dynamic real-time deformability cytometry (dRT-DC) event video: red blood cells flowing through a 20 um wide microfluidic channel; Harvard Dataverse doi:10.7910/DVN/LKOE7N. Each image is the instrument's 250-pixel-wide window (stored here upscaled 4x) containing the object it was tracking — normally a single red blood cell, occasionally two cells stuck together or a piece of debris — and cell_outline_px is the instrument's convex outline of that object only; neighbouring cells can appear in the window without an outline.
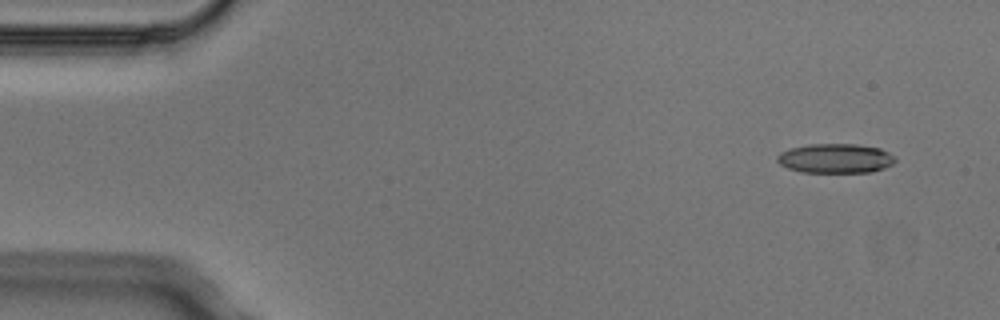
{"species": "Egyptian fruit bat (a non-hibernating species)", "species_latin": "Rousettus aegyptiacus", "temperature_condition": "cold", "stored_images_in_passage": 3, "camera_frame_rate_fps": 3000, "um_per_image_px": 0.085, "animal": {"sex": "male"}, "frame": {"image": 1, "passage_image": 1, "time_ms": 0.0, "image_size_px": [1000, 320], "cell_outline_px": [[896, 160], [892, 164], [884, 168], [872, 172], [800, 172], [788, 168], [780, 164], [776, 160], [776, 156], [780, 152], [792, 148], [808, 144], [856, 144], [880, 148], [896, 156]], "centroid_in_image_um": [71.02, 13.46], "position_along_channel_um": 14.0, "area_um2": 20.35}}